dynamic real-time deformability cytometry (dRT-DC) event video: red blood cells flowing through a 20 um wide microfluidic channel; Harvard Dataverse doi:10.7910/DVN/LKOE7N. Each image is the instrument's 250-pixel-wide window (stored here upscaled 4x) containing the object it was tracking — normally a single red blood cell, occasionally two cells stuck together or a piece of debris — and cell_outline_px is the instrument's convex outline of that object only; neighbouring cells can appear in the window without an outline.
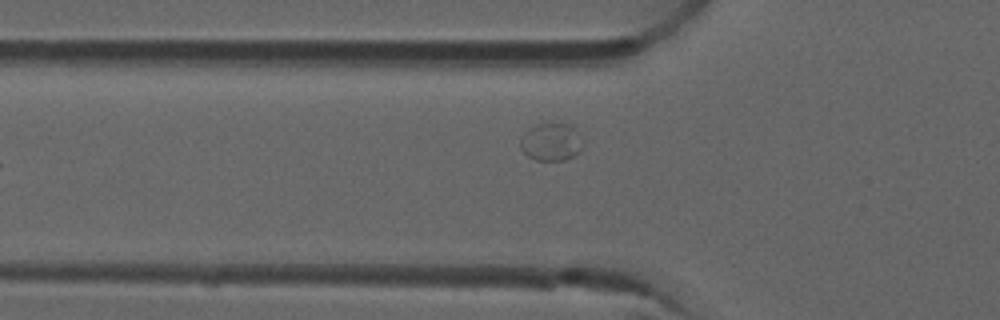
{"species": "common noctule bat (a hibernating species)", "species_latin": "Nyctalus noctula", "temperature_condition": "room temperature", "stored_images_in_passage": 7, "segment_of_instrument_passage": [2, 2], "camera_frame_rate_fps": 3000, "um_per_image_px": 0.085, "animal": {"sex": "male", "forearm_length_mm": 52.5}, "frame": {"image": 1, "passage_image": 7, "time_ms": 2.0, "image_size_px": [1000, 320], "cell_outline_px": [[584, 144], [572, 156], [564, 160], [536, 160], [528, 156], [520, 148], [520, 136], [528, 128], [536, 124], [568, 124], [580, 136]], "centroid_in_image_um": [46.79, 12.06], "position_along_channel_um": 79.0, "area_um2": 13.53}}